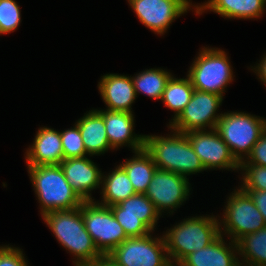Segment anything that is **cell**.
<instances>
[{"instance_id":"7","label":"cell","mask_w":266,"mask_h":266,"mask_svg":"<svg viewBox=\"0 0 266 266\" xmlns=\"http://www.w3.org/2000/svg\"><path fill=\"white\" fill-rule=\"evenodd\" d=\"M229 194L222 216H217L220 234L236 243L243 236L264 228L266 223L251 197L240 187Z\"/></svg>"},{"instance_id":"3","label":"cell","mask_w":266,"mask_h":266,"mask_svg":"<svg viewBox=\"0 0 266 266\" xmlns=\"http://www.w3.org/2000/svg\"><path fill=\"white\" fill-rule=\"evenodd\" d=\"M172 266L212 243L220 235L219 218L206 214L189 216L162 232Z\"/></svg>"},{"instance_id":"20","label":"cell","mask_w":266,"mask_h":266,"mask_svg":"<svg viewBox=\"0 0 266 266\" xmlns=\"http://www.w3.org/2000/svg\"><path fill=\"white\" fill-rule=\"evenodd\" d=\"M265 9L266 0H205L196 4L194 14L200 16L212 11L225 19L257 20L263 17Z\"/></svg>"},{"instance_id":"23","label":"cell","mask_w":266,"mask_h":266,"mask_svg":"<svg viewBox=\"0 0 266 266\" xmlns=\"http://www.w3.org/2000/svg\"><path fill=\"white\" fill-rule=\"evenodd\" d=\"M127 173L136 193H143L148 189L157 166L145 149L134 152L133 157L119 164Z\"/></svg>"},{"instance_id":"9","label":"cell","mask_w":266,"mask_h":266,"mask_svg":"<svg viewBox=\"0 0 266 266\" xmlns=\"http://www.w3.org/2000/svg\"><path fill=\"white\" fill-rule=\"evenodd\" d=\"M82 216L85 229L102 255H109L128 238L110 207L100 205L96 200L82 203Z\"/></svg>"},{"instance_id":"14","label":"cell","mask_w":266,"mask_h":266,"mask_svg":"<svg viewBox=\"0 0 266 266\" xmlns=\"http://www.w3.org/2000/svg\"><path fill=\"white\" fill-rule=\"evenodd\" d=\"M185 135L206 171L218 169L239 173L240 163L232 155L229 146L222 140L215 128L190 131Z\"/></svg>"},{"instance_id":"32","label":"cell","mask_w":266,"mask_h":266,"mask_svg":"<svg viewBox=\"0 0 266 266\" xmlns=\"http://www.w3.org/2000/svg\"><path fill=\"white\" fill-rule=\"evenodd\" d=\"M252 199L255 206L263 215L264 221L266 223V191H254V190H243Z\"/></svg>"},{"instance_id":"10","label":"cell","mask_w":266,"mask_h":266,"mask_svg":"<svg viewBox=\"0 0 266 266\" xmlns=\"http://www.w3.org/2000/svg\"><path fill=\"white\" fill-rule=\"evenodd\" d=\"M109 207L128 238L143 237L154 232L161 218L155 205L143 193H136Z\"/></svg>"},{"instance_id":"21","label":"cell","mask_w":266,"mask_h":266,"mask_svg":"<svg viewBox=\"0 0 266 266\" xmlns=\"http://www.w3.org/2000/svg\"><path fill=\"white\" fill-rule=\"evenodd\" d=\"M75 123L79 127L88 156H100L113 150L108 141L104 119L95 109L84 113Z\"/></svg>"},{"instance_id":"26","label":"cell","mask_w":266,"mask_h":266,"mask_svg":"<svg viewBox=\"0 0 266 266\" xmlns=\"http://www.w3.org/2000/svg\"><path fill=\"white\" fill-rule=\"evenodd\" d=\"M236 244L242 266H266V226L243 236Z\"/></svg>"},{"instance_id":"19","label":"cell","mask_w":266,"mask_h":266,"mask_svg":"<svg viewBox=\"0 0 266 266\" xmlns=\"http://www.w3.org/2000/svg\"><path fill=\"white\" fill-rule=\"evenodd\" d=\"M230 241L228 238L226 241L220 234L206 247L186 256L180 264L182 266H241L237 244Z\"/></svg>"},{"instance_id":"31","label":"cell","mask_w":266,"mask_h":266,"mask_svg":"<svg viewBox=\"0 0 266 266\" xmlns=\"http://www.w3.org/2000/svg\"><path fill=\"white\" fill-rule=\"evenodd\" d=\"M240 164L266 166V129L252 147L251 153Z\"/></svg>"},{"instance_id":"29","label":"cell","mask_w":266,"mask_h":266,"mask_svg":"<svg viewBox=\"0 0 266 266\" xmlns=\"http://www.w3.org/2000/svg\"><path fill=\"white\" fill-rule=\"evenodd\" d=\"M73 127L60 131L64 160L88 156L83 145V140L76 123Z\"/></svg>"},{"instance_id":"24","label":"cell","mask_w":266,"mask_h":266,"mask_svg":"<svg viewBox=\"0 0 266 266\" xmlns=\"http://www.w3.org/2000/svg\"><path fill=\"white\" fill-rule=\"evenodd\" d=\"M169 71L166 68L155 67L137 72L134 76L131 75L136 96L138 97L141 93L153 100H161L166 84L172 76Z\"/></svg>"},{"instance_id":"33","label":"cell","mask_w":266,"mask_h":266,"mask_svg":"<svg viewBox=\"0 0 266 266\" xmlns=\"http://www.w3.org/2000/svg\"><path fill=\"white\" fill-rule=\"evenodd\" d=\"M251 71L256 74L263 86H266V53H264V55L261 57L259 63H256L254 64V66H251Z\"/></svg>"},{"instance_id":"22","label":"cell","mask_w":266,"mask_h":266,"mask_svg":"<svg viewBox=\"0 0 266 266\" xmlns=\"http://www.w3.org/2000/svg\"><path fill=\"white\" fill-rule=\"evenodd\" d=\"M109 173H102L101 200L96 202L103 206L119 204L128 197L136 194L125 170L118 164Z\"/></svg>"},{"instance_id":"17","label":"cell","mask_w":266,"mask_h":266,"mask_svg":"<svg viewBox=\"0 0 266 266\" xmlns=\"http://www.w3.org/2000/svg\"><path fill=\"white\" fill-rule=\"evenodd\" d=\"M99 80L97 86L106 110L134 113L132 105L137 96L131 76L107 73Z\"/></svg>"},{"instance_id":"5","label":"cell","mask_w":266,"mask_h":266,"mask_svg":"<svg viewBox=\"0 0 266 266\" xmlns=\"http://www.w3.org/2000/svg\"><path fill=\"white\" fill-rule=\"evenodd\" d=\"M229 58L224 49L211 46L200 48L186 74L194 89L224 98L228 85L235 77Z\"/></svg>"},{"instance_id":"30","label":"cell","mask_w":266,"mask_h":266,"mask_svg":"<svg viewBox=\"0 0 266 266\" xmlns=\"http://www.w3.org/2000/svg\"><path fill=\"white\" fill-rule=\"evenodd\" d=\"M23 253L20 247L0 245V266H30Z\"/></svg>"},{"instance_id":"18","label":"cell","mask_w":266,"mask_h":266,"mask_svg":"<svg viewBox=\"0 0 266 266\" xmlns=\"http://www.w3.org/2000/svg\"><path fill=\"white\" fill-rule=\"evenodd\" d=\"M25 151L27 166L59 165L64 160L60 131L48 126L39 127L33 144Z\"/></svg>"},{"instance_id":"27","label":"cell","mask_w":266,"mask_h":266,"mask_svg":"<svg viewBox=\"0 0 266 266\" xmlns=\"http://www.w3.org/2000/svg\"><path fill=\"white\" fill-rule=\"evenodd\" d=\"M242 190L266 191V166L240 164Z\"/></svg>"},{"instance_id":"16","label":"cell","mask_w":266,"mask_h":266,"mask_svg":"<svg viewBox=\"0 0 266 266\" xmlns=\"http://www.w3.org/2000/svg\"><path fill=\"white\" fill-rule=\"evenodd\" d=\"M90 157L68 158L59 164L66 180L83 201H95L92 191L101 189L102 171Z\"/></svg>"},{"instance_id":"4","label":"cell","mask_w":266,"mask_h":266,"mask_svg":"<svg viewBox=\"0 0 266 266\" xmlns=\"http://www.w3.org/2000/svg\"><path fill=\"white\" fill-rule=\"evenodd\" d=\"M41 217L51 211L78 208L84 202L66 180L60 165L27 166Z\"/></svg>"},{"instance_id":"15","label":"cell","mask_w":266,"mask_h":266,"mask_svg":"<svg viewBox=\"0 0 266 266\" xmlns=\"http://www.w3.org/2000/svg\"><path fill=\"white\" fill-rule=\"evenodd\" d=\"M104 119L105 130L110 147L117 149L129 147L131 151L137 152L144 149V134L135 133L134 113L95 109Z\"/></svg>"},{"instance_id":"13","label":"cell","mask_w":266,"mask_h":266,"mask_svg":"<svg viewBox=\"0 0 266 266\" xmlns=\"http://www.w3.org/2000/svg\"><path fill=\"white\" fill-rule=\"evenodd\" d=\"M139 21L151 32L163 36L171 24L189 10H196L191 0H127Z\"/></svg>"},{"instance_id":"28","label":"cell","mask_w":266,"mask_h":266,"mask_svg":"<svg viewBox=\"0 0 266 266\" xmlns=\"http://www.w3.org/2000/svg\"><path fill=\"white\" fill-rule=\"evenodd\" d=\"M20 8L15 0H0V35L18 30L22 22Z\"/></svg>"},{"instance_id":"1","label":"cell","mask_w":266,"mask_h":266,"mask_svg":"<svg viewBox=\"0 0 266 266\" xmlns=\"http://www.w3.org/2000/svg\"><path fill=\"white\" fill-rule=\"evenodd\" d=\"M41 218L57 242L73 256L74 266H84L102 256L85 229L82 204L78 208L48 212Z\"/></svg>"},{"instance_id":"12","label":"cell","mask_w":266,"mask_h":266,"mask_svg":"<svg viewBox=\"0 0 266 266\" xmlns=\"http://www.w3.org/2000/svg\"><path fill=\"white\" fill-rule=\"evenodd\" d=\"M191 193L189 177L156 169L145 195L161 216L168 213L172 216L189 199Z\"/></svg>"},{"instance_id":"34","label":"cell","mask_w":266,"mask_h":266,"mask_svg":"<svg viewBox=\"0 0 266 266\" xmlns=\"http://www.w3.org/2000/svg\"><path fill=\"white\" fill-rule=\"evenodd\" d=\"M84 266H119V265L108 255H102L94 262L86 264Z\"/></svg>"},{"instance_id":"6","label":"cell","mask_w":266,"mask_h":266,"mask_svg":"<svg viewBox=\"0 0 266 266\" xmlns=\"http://www.w3.org/2000/svg\"><path fill=\"white\" fill-rule=\"evenodd\" d=\"M215 129L235 159L241 163L265 131L266 119L247 112L227 111L223 112Z\"/></svg>"},{"instance_id":"2","label":"cell","mask_w":266,"mask_h":266,"mask_svg":"<svg viewBox=\"0 0 266 266\" xmlns=\"http://www.w3.org/2000/svg\"><path fill=\"white\" fill-rule=\"evenodd\" d=\"M170 134L144 135V149L157 169L178 173L184 177L206 171L185 133L173 130Z\"/></svg>"},{"instance_id":"11","label":"cell","mask_w":266,"mask_h":266,"mask_svg":"<svg viewBox=\"0 0 266 266\" xmlns=\"http://www.w3.org/2000/svg\"><path fill=\"white\" fill-rule=\"evenodd\" d=\"M223 100L217 94L194 89L189 103L167 127L181 133L214 129L223 114L219 112Z\"/></svg>"},{"instance_id":"25","label":"cell","mask_w":266,"mask_h":266,"mask_svg":"<svg viewBox=\"0 0 266 266\" xmlns=\"http://www.w3.org/2000/svg\"><path fill=\"white\" fill-rule=\"evenodd\" d=\"M193 92L194 87L187 75L186 78H176L174 74L171 76L161 98L164 106L174 112L169 124L179 116L189 103Z\"/></svg>"},{"instance_id":"8","label":"cell","mask_w":266,"mask_h":266,"mask_svg":"<svg viewBox=\"0 0 266 266\" xmlns=\"http://www.w3.org/2000/svg\"><path fill=\"white\" fill-rule=\"evenodd\" d=\"M153 233L125 239L108 256L119 266H172L163 234Z\"/></svg>"}]
</instances>
